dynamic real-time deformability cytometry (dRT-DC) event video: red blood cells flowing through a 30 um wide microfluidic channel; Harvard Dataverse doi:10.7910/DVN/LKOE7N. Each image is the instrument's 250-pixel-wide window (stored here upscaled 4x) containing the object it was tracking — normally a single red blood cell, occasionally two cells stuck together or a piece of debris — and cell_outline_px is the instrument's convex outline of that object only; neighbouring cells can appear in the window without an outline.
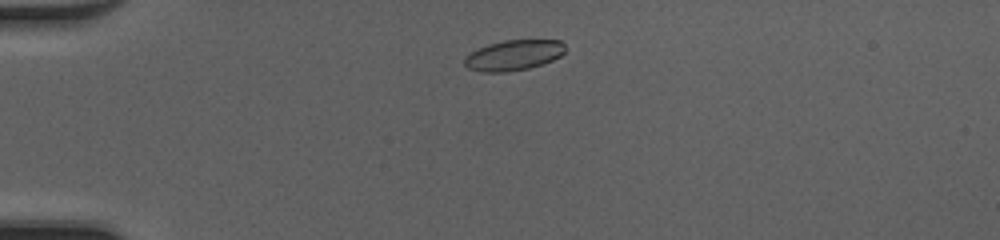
{"species": "common noctule bat (a hibernating species)", "species_latin": "Nyctalus noctula", "temperature_condition": "cold", "stored_images_in_passage": 41, "camera_frame_rate_fps": 3000, "um_per_image_px": 0.085, "animal": {"sex": "female", "body_mass_g": 20.0, "forearm_length_mm": 54.0}, "frame": {"image": 1, "passage_image": 4, "time_ms": 1.0, "image_size_px": [1000, 240], "cell_outline_px": [[564, 52], [560, 56], [552, 60], [528, 68], [504, 72], [480, 72], [468, 68], [464, 64], [464, 56], [468, 52], [488, 44], [504, 40], [560, 40], [564, 44]], "centroid_in_image_um": [43.6, 4.69], "position_along_channel_um": 41.4, "area_um2": 17.86}}
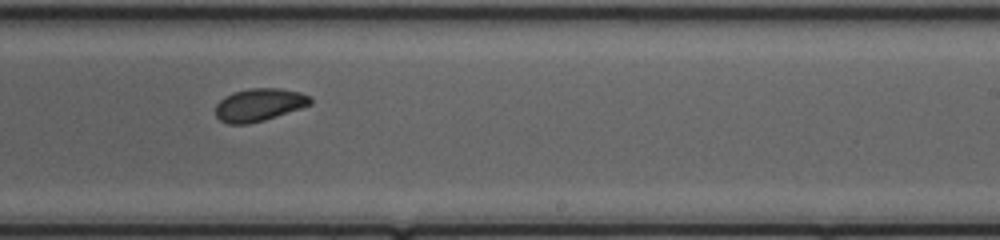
{"frame": {"image": 2, "passage_image": 23, "time_ms": 7.333, "image_size_px": [1000, 240], "cell_outline_px": [[312, 104], [264, 120], [248, 124], [228, 124], [220, 120], [216, 116], [216, 104], [224, 96], [232, 92], [248, 88], [280, 88], [300, 92], [312, 96]], "centroid_in_image_um": [22.02, 8.89], "position_along_channel_um": 267.0, "area_um2": 18.21}}
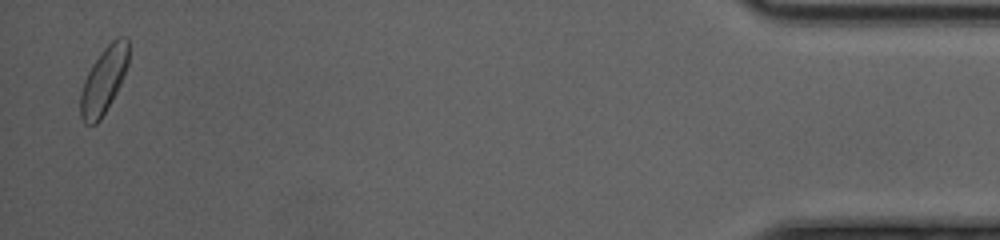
{"frame": {"image": 3, "passage_image": 40, "time_ms": 13.0, "image_size_px": [1000, 240], "cell_outline_px": [[128, 64], [124, 76], [112, 100], [100, 120], [96, 124], [84, 124], [80, 116], [80, 92], [84, 80], [92, 64], [104, 48], [116, 36], [128, 36]], "centroid_in_image_um": [8.81, 6.82], "position_along_channel_um": 426.4, "area_um2": 18.67}, "authors_computed_cell_mechanics": {"area_um2": 18.2648, "velocity_mm_per_s": 4.2179, "shape_relaxation_time_tau1_ms": 6.8281, "shape_relaxation_time_tau2_ms": 2.8784, "deformation_change_tau1": 0.1767, "deformation_change_tau2": 0.074}}